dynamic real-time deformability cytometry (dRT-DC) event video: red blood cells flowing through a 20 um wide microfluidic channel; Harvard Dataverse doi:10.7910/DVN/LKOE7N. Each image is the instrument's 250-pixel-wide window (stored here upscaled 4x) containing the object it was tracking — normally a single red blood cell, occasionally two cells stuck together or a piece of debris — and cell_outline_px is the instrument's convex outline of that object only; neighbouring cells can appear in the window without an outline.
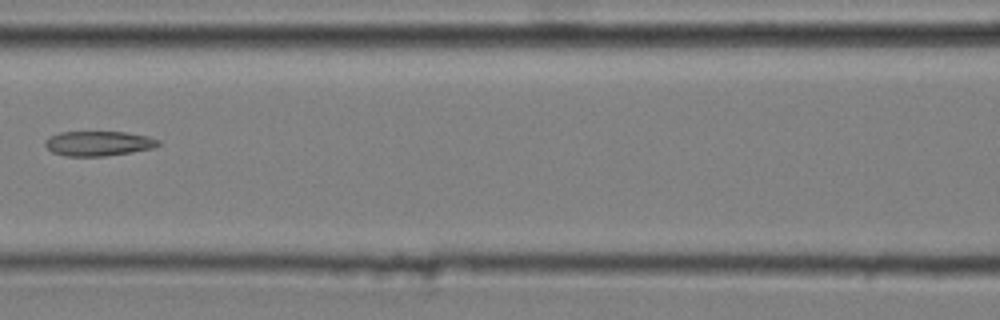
{"species": "common noctule bat (a hibernating species)", "species_latin": "Nyctalus noctula", "temperature_condition": "cold", "stored_images_in_passage": 12, "camera_frame_rate_fps": 3000, "um_per_image_px": 0.085, "animal": {"sex": "male", "body_mass_g": 20.4}, "frame": {"image": 1, "passage_image": 5, "time_ms": 1.333, "image_size_px": [1000, 320], "cell_outline_px": [[160, 144], [152, 148], [132, 152], [104, 156], [68, 156], [52, 152], [44, 144], [44, 140], [48, 136], [60, 132], [124, 132], [148, 136], [160, 140]], "centroid_in_image_um": [8.35, 12.19], "position_along_channel_um": 158.3, "area_um2": 16.36}}
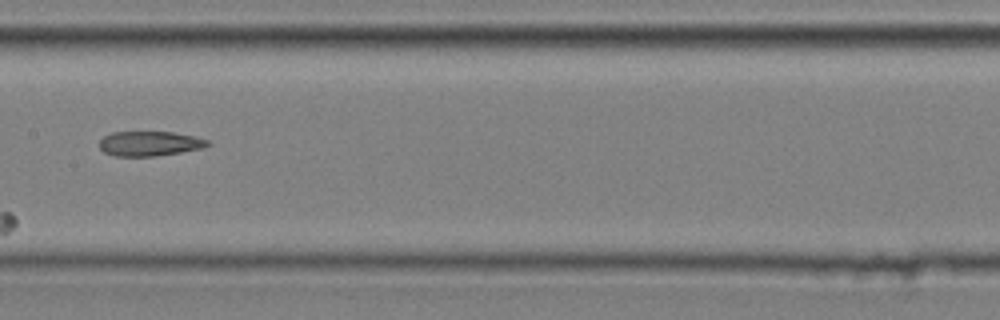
{"frame": {"image": 2, "passage_image": 6, "time_ms": 1.667, "image_size_px": [1000, 320], "cell_outline_px": [[212, 144], [204, 148], [156, 156], [116, 156], [104, 152], [100, 148], [100, 140], [104, 136], [112, 132], [172, 132], [196, 136], [208, 140]], "centroid_in_image_um": [12.76, 12.2], "position_along_channel_um": 194.6, "area_um2": 15.66}}
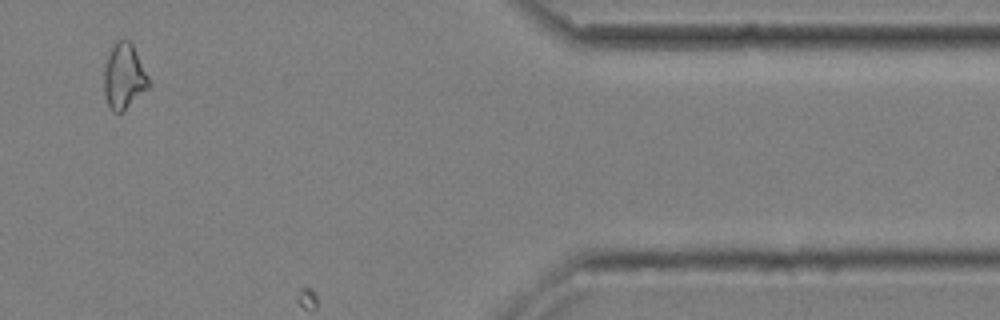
{"frame": {"image": 3, "passage_image": 11, "time_ms": 3.333, "image_size_px": [1000, 320], "cell_outline_px": [[152, 88], [120, 112], [112, 112], [108, 104], [104, 92], [104, 68], [108, 56], [116, 40], [128, 40], [132, 44], [152, 84]], "centroid_in_image_um": [10.57, 6.52], "position_along_channel_um": 400.8, "area_um2": 17.05}}